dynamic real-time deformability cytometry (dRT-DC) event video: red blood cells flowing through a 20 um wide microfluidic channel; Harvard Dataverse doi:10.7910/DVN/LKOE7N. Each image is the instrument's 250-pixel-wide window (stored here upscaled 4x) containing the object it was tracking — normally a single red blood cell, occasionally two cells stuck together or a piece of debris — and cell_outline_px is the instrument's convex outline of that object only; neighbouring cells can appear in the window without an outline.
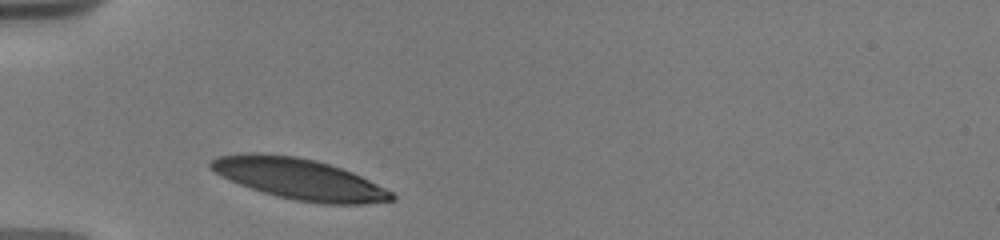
{"species": "human", "species_latin": "Homo sapiens", "temperature_condition": "warm", "stored_images_in_passage": 2, "camera_frame_rate_fps": 3000, "um_per_image_px": 0.085, "donor": {"sex": "male"}, "frame": {"image": 1, "passage_image": 1, "time_ms": 0.0, "image_size_px": [1000, 240], "cell_outline_px": [[396, 200], [364, 204], [320, 204], [296, 200], [264, 192], [228, 180], [220, 176], [208, 168], [208, 164], [212, 160], [220, 156], [244, 152], [260, 152], [296, 156], [316, 160], [352, 172], [392, 192], [396, 196]], "centroid_in_image_um": [25.4, 15.2], "position_along_channel_um": 59.6, "area_um2": 43.12}}